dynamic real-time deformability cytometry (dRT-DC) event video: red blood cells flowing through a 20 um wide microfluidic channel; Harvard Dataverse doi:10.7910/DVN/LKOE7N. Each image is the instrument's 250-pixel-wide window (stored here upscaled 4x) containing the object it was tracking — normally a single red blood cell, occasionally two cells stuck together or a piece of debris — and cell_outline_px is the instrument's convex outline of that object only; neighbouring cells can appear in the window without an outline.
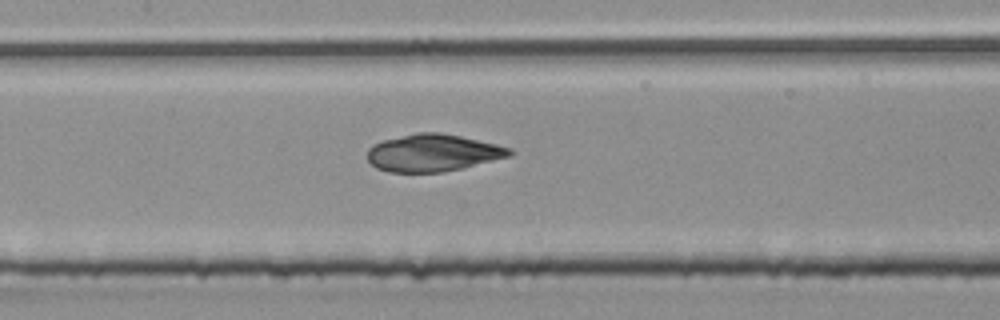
{"species": "common noctule bat (a hibernating species)", "species_latin": "Nyctalus noctula", "temperature_condition": "room temperature", "stored_images_in_passage": 5, "camera_frame_rate_fps": 3000, "um_per_image_px": 0.085, "animal": {"sex": "male", "body_mass_g": 20.4}, "frame": {"image": 1, "passage_image": 5, "time_ms": 1.333, "image_size_px": [1000, 320], "cell_outline_px": [[512, 156], [444, 172], [388, 172], [376, 168], [368, 160], [368, 148], [372, 144], [384, 140], [416, 132], [440, 132], [460, 136], [496, 144], [512, 148]], "centroid_in_image_um": [36.79, 12.99], "position_along_channel_um": 170.6, "area_um2": 30.87}}